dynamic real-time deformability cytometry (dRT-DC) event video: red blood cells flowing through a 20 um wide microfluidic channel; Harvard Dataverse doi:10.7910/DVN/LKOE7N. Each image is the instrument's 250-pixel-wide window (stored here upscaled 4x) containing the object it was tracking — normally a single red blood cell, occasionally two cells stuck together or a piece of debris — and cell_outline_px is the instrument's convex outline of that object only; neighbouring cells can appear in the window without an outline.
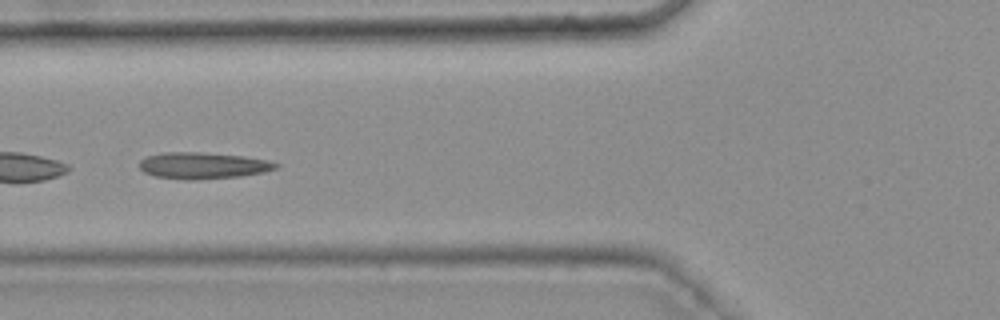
{"species": "common noctule bat (a hibernating species)", "species_latin": "Nyctalus noctula", "temperature_condition": "warm", "stored_images_in_passage": 47, "camera_frame_rate_fps": 3000, "um_per_image_px": 0.085, "animal": {"sex": "female", "body_mass_g": 25.1}, "frame": {"image": 1, "passage_image": 21, "time_ms": 6.667, "image_size_px": [1000, 320], "cell_outline_px": [[280, 164], [276, 168], [264, 172], [240, 176], [196, 180], [184, 180], [156, 176], [144, 172], [140, 168], [140, 160], [148, 156], [164, 152], [200, 152], [244, 156], [268, 160]], "centroid_in_image_um": [17.26, 14.07], "position_along_channel_um": 108.5, "area_um2": 21.04}, "authors_computed_cell_mechanics": {"area_um2": 20.23, "velocity_mm_per_s": 3.7285, "shape_relaxation_time_tau1_ms": null, "shape_relaxation_time_tau2_ms": 3.8829, "deformation_change_tau1": null, "deformation_change_tau2": 0.1053}}